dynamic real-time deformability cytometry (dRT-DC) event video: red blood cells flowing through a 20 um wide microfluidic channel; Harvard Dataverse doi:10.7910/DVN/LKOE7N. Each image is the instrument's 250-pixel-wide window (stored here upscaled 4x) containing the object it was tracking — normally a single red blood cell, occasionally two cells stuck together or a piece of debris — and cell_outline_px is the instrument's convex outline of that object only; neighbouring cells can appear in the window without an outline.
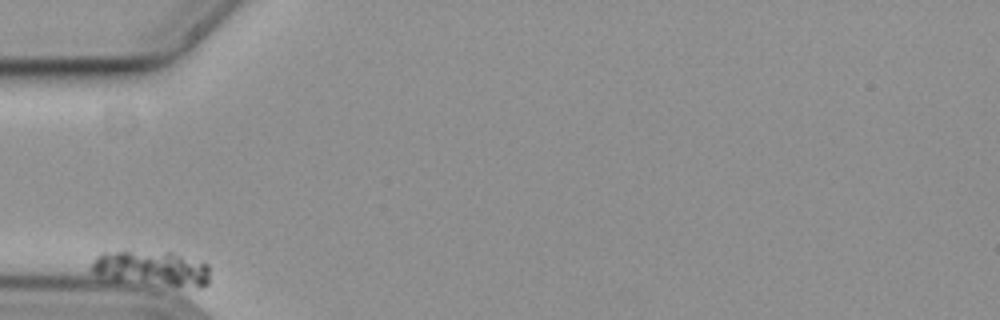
{"species": "common noctule bat (a hibernating species)", "species_latin": "Nyctalus noctula", "temperature_condition": "cold", "stored_images_in_passage": 38, "camera_frame_rate_fps": 3000, "um_per_image_px": 0.085, "animal": {"sex": "female", "body_mass_g": 19.3, "forearm_length_mm": 54.1}, "frame": {"image": 1, "passage_image": 1, "time_ms": 0.0, "image_size_px": [1000, 320], "cell_outline_px": [[208, 284], [200, 288], [116, 280], [100, 276], [92, 272], [92, 264], [96, 256], [100, 252], [124, 248], [128, 248], [172, 252], [208, 264]], "centroid_in_image_um": [12.84, 22.75], "position_along_channel_um": 72.2, "area_um2": 24.91}}
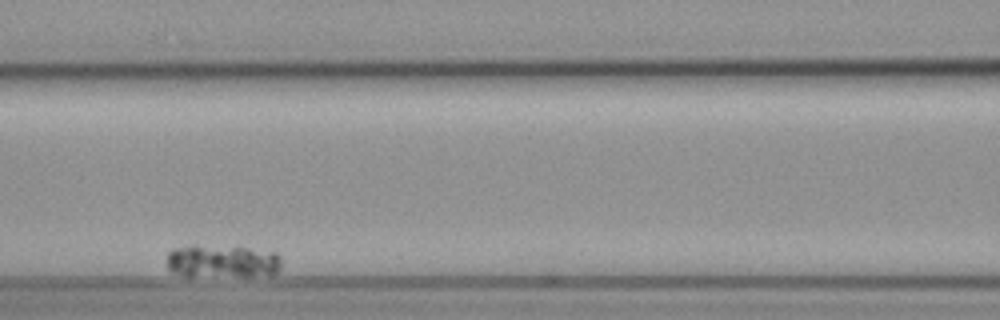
{"frame": {"image": 2, "passage_image": 12, "time_ms": 3.667, "image_size_px": [1000, 320], "cell_outline_px": [[280, 268], [276, 272], [252, 276], [188, 276], [172, 272], [168, 268], [168, 252], [172, 248], [188, 244], [236, 244], [276, 252], [280, 256]], "centroid_in_image_um": [18.88, 22.14], "position_along_channel_um": 147.7, "area_um2": 23.12}}
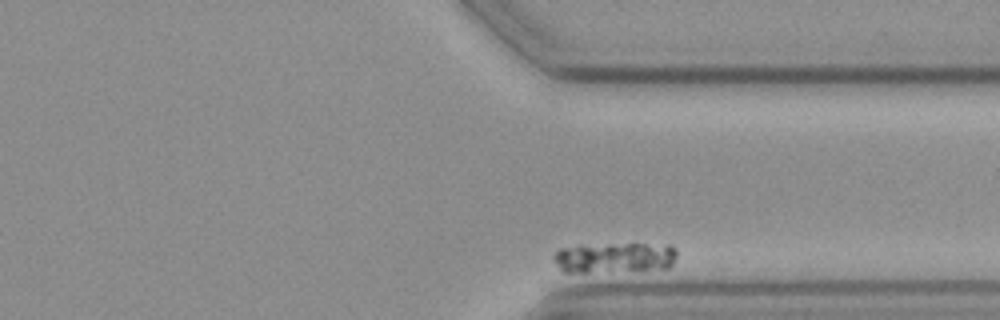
{"frame": {"image": 3, "passage_image": 38, "time_ms": 12.333, "image_size_px": [1000, 320], "cell_outline_px": [[676, 256], [672, 264], [668, 268], [644, 272], [564, 272], [552, 260], [552, 256], [560, 248], [580, 244], [672, 244], [676, 248]], "centroid_in_image_um": [52.27, 21.91], "position_along_channel_um": 359.1, "area_um2": 22.89}}